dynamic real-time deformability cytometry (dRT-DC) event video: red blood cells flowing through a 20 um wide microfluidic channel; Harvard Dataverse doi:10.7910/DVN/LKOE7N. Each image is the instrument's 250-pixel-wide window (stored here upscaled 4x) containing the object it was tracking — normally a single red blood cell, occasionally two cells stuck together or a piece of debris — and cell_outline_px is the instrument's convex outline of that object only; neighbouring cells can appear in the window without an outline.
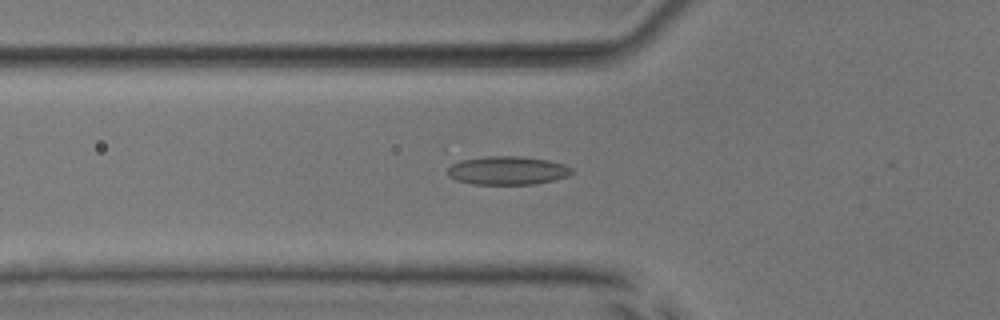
{"species": "common noctule bat (a hibernating species)", "species_latin": "Nyctalus noctula", "temperature_condition": "room temperature", "stored_images_in_passage": 37, "camera_frame_rate_fps": 3000, "um_per_image_px": 0.085, "animal": {"sex": "male", "body_mass_g": 17.9, "forearm_length_mm": 54.2}, "frame": {"image": 1, "passage_image": 10, "time_ms": 3.0, "image_size_px": [1000, 320], "cell_outline_px": [[572, 172], [568, 176], [552, 180], [532, 184], [472, 184], [456, 180], [448, 176], [448, 168], [452, 164], [460, 160], [484, 156], [520, 156], [548, 160], [564, 164], [572, 168]], "centroid_in_image_um": [43.11, 14.48], "position_along_channel_um": 82.7, "area_um2": 20.58}}
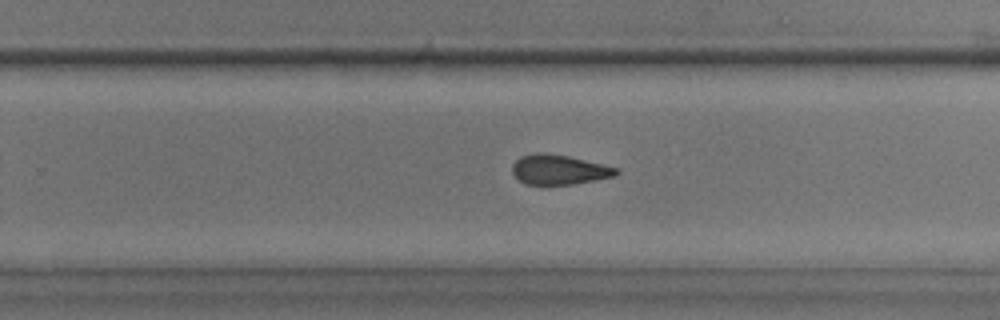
{"frame": {"image": 2, "passage_image": 25, "time_ms": 8.0, "image_size_px": [1000, 320], "cell_outline_px": [[620, 172], [616, 176], [572, 184], [524, 184], [512, 172], [512, 164], [520, 156], [536, 152], [544, 152], [568, 156], [620, 168]], "centroid_in_image_um": [47.53, 14.4], "position_along_channel_um": 282.3, "area_um2": 18.09}}
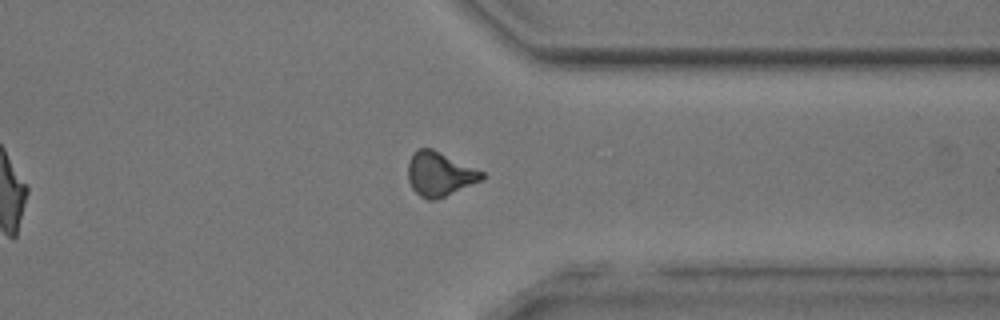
{"frame": {"image": 3, "passage_image": 32, "time_ms": 10.333, "image_size_px": [1000, 320], "cell_outline_px": [[488, 176], [480, 180], [444, 196], [432, 200], [428, 200], [420, 196], [412, 188], [408, 180], [408, 164], [412, 152], [416, 148], [432, 148], [484, 172]], "centroid_in_image_um": [37.34, 14.76], "position_along_channel_um": 374.1, "area_um2": 18.84}, "authors_computed_cell_mechanics": {"area_um2": 19.0162, "velocity_mm_per_s": 4.0052, "shape_relaxation_time_tau1_ms": null, "shape_relaxation_time_tau2_ms": 2.5023, "deformation_change_tau1": null, "deformation_change_tau2": 0.0972}}